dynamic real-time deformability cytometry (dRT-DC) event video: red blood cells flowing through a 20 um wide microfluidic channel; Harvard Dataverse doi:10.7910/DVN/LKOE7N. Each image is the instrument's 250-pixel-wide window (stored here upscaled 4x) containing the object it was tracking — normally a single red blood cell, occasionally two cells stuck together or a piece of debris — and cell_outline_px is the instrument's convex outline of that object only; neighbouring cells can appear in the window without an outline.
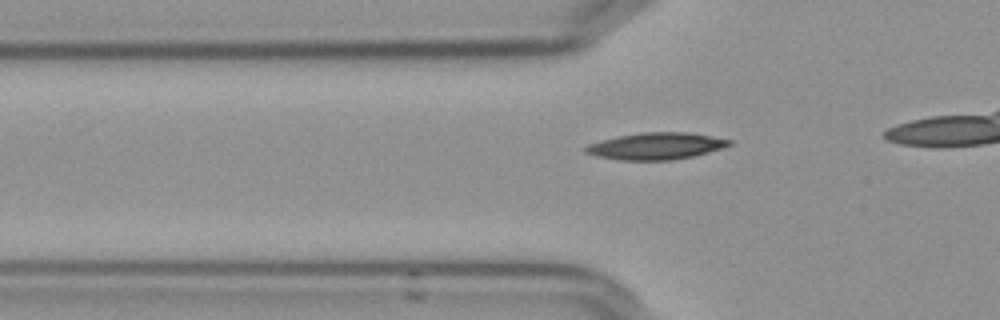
{"species": "Egyptian fruit bat (a non-hibernating species)", "species_latin": "Rousettus aegyptiacus", "temperature_condition": "cold", "stored_images_in_passage": 23, "camera_frame_rate_fps": 3000, "um_per_image_px": 0.085, "frame": {"image": 1, "passage_image": 13, "time_ms": 4.0, "image_size_px": [1000, 320], "cell_outline_px": [[732, 144], [708, 152], [692, 156], [672, 160], [620, 160], [596, 156], [584, 152], [584, 148], [588, 144], [600, 140], [616, 136], [640, 132], [688, 132], [712, 136], [732, 140]], "centroid_in_image_um": [55.72, 12.41], "position_along_channel_um": 70.1, "area_um2": 22.48}}
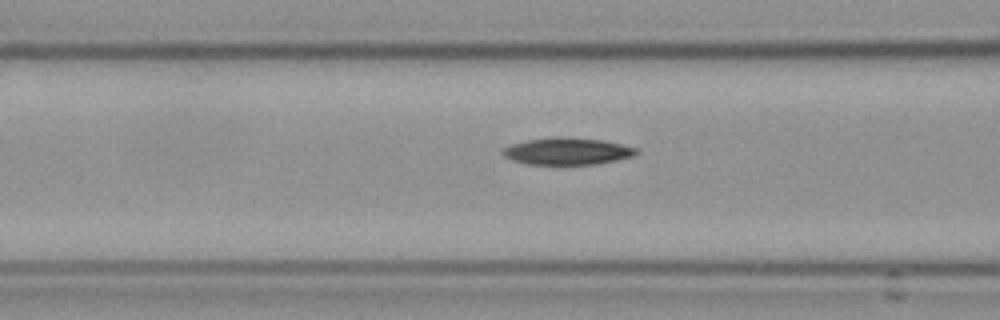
{"frame": {"image": 2, "passage_image": 17, "time_ms": 5.333, "image_size_px": [1000, 320], "cell_outline_px": [[640, 152], [636, 156], [596, 164], [528, 164], [512, 160], [504, 156], [500, 152], [504, 148], [512, 144], [528, 140], [556, 136], [568, 136], [600, 140], [620, 144], [636, 148]], "centroid_in_image_um": [48.23, 12.85], "position_along_channel_um": 118.4, "area_um2": 21.04}}